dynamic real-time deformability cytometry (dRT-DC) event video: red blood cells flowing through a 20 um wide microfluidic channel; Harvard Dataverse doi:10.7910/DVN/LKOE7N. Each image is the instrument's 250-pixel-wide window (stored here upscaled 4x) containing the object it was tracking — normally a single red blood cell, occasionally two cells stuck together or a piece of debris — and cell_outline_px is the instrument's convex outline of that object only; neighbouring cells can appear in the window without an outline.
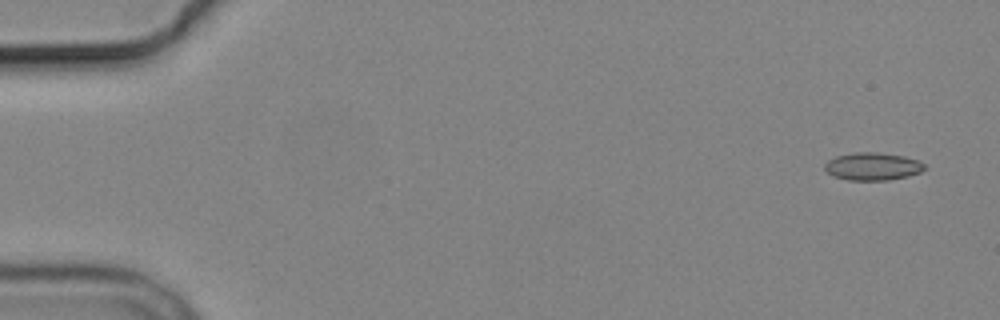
{"species": "common noctule bat (a hibernating species)", "species_latin": "Nyctalus noctula", "temperature_condition": "cold", "stored_images_in_passage": 4, "camera_frame_rate_fps": 3000, "um_per_image_px": 0.085, "animal": {"sex": "male", "body_mass_g": 19.2, "forearm_length_mm": 51.8}, "frame": {"image": 1, "passage_image": 1, "time_ms": 0.0, "image_size_px": [1000, 320], "cell_outline_px": [[924, 168], [920, 172], [908, 176], [888, 180], [848, 180], [832, 176], [824, 168], [824, 164], [828, 160], [836, 156], [856, 152], [876, 152], [904, 156], [916, 160], [924, 164]], "centroid_in_image_um": [74.13, 14.15], "position_along_channel_um": 10.9, "area_um2": 16.01}}
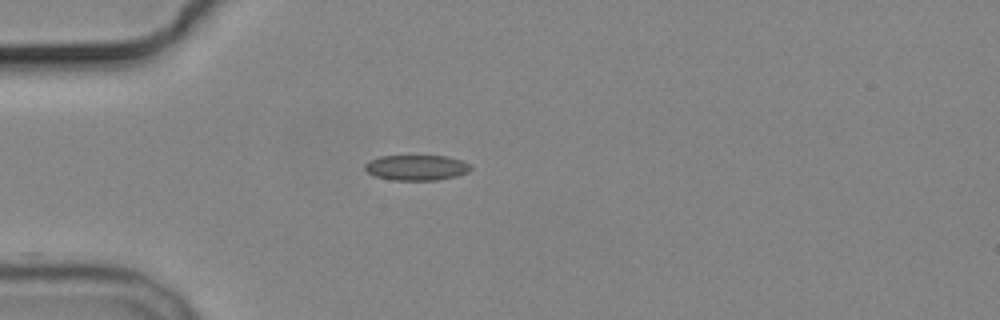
{"frame": {"image": 2, "passage_image": 4, "time_ms": 4.333, "image_size_px": [1000, 320], "cell_outline_px": [[472, 168], [468, 172], [456, 176], [436, 180], [392, 180], [376, 176], [368, 172], [364, 168], [364, 164], [380, 156], [448, 156], [460, 160], [468, 164]], "centroid_in_image_um": [35.4, 14.25], "position_along_channel_um": 49.6, "area_um2": 15.49}}